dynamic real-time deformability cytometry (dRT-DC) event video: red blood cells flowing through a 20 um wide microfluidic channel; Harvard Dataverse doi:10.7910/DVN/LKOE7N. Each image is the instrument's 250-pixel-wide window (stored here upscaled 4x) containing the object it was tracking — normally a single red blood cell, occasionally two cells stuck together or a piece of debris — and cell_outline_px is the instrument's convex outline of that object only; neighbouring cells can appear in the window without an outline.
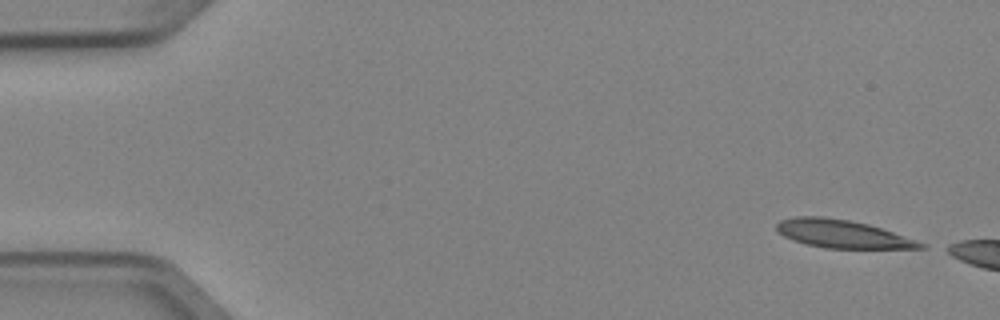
{"species": "Egyptian fruit bat (a non-hibernating species)", "species_latin": "Rousettus aegyptiacus", "temperature_condition": "cold", "stored_images_in_passage": 7, "camera_frame_rate_fps": 3000, "um_per_image_px": 0.085, "animal": {"sex": "female"}, "frame": {"image": 1, "passage_image": 1, "time_ms": 0.0, "image_size_px": [1000, 320], "cell_outline_px": [[928, 248], [824, 248], [792, 240], [784, 236], [776, 228], [776, 224], [780, 220], [796, 216], [820, 216], [848, 220], [868, 224], [928, 244]], "centroid_in_image_um": [71.6, 19.88], "position_along_channel_um": 13.4, "area_um2": 23.24}}
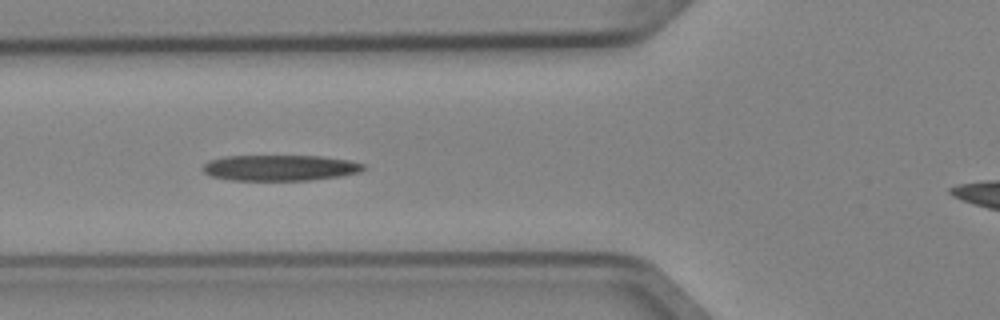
{"frame": {"image": 2, "passage_image": 5, "time_ms": 1.333, "image_size_px": [1000, 320], "cell_outline_px": [[364, 168], [360, 172], [340, 176], [312, 180], [232, 180], [212, 176], [204, 172], [200, 168], [208, 160], [224, 156], [320, 156], [348, 160], [364, 164]], "centroid_in_image_um": [23.77, 14.26], "position_along_channel_um": 102.0, "area_um2": 24.16}}